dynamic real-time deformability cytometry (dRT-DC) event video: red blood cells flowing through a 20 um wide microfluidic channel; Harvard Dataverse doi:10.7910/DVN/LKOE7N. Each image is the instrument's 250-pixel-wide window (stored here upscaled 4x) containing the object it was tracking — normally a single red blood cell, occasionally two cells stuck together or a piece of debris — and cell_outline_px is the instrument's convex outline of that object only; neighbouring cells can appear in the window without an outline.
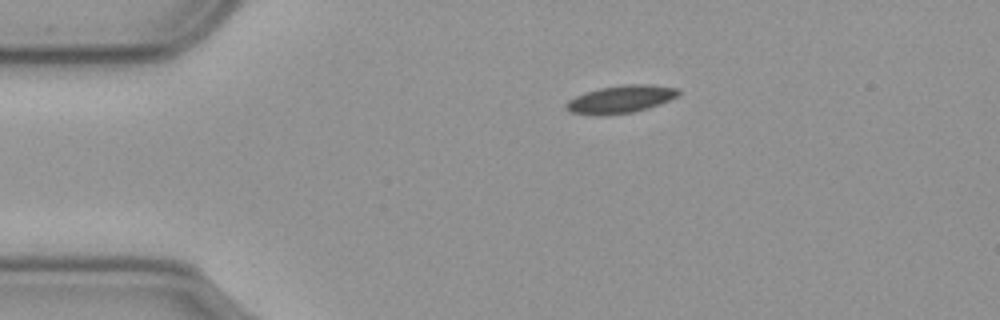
{"species": "common noctule bat (a hibernating species)", "species_latin": "Nyctalus noctula", "temperature_condition": "cold", "stored_images_in_passage": 39, "camera_frame_rate_fps": 3000, "um_per_image_px": 0.085, "animal": {"sex": "male", "body_mass_g": 23.1, "forearm_length_mm": 52.7}, "frame": {"image": 1, "passage_image": 1, "time_ms": 0.0, "image_size_px": [1000, 320], "cell_outline_px": [[680, 92], [676, 96], [668, 100], [632, 112], [572, 112], [564, 108], [564, 104], [568, 100], [584, 92], [600, 88], [624, 84], [652, 84], [680, 88]], "centroid_in_image_um": [52.79, 8.36], "position_along_channel_um": 32.2, "area_um2": 17.11}}
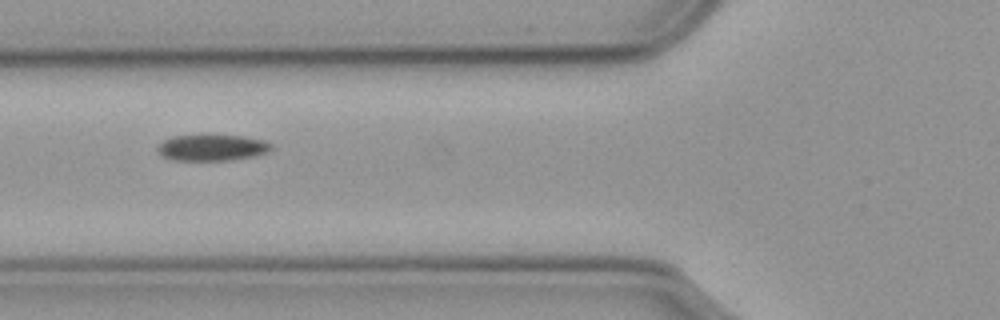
{"frame": {"image": 2, "passage_image": 11, "time_ms": 3.333, "image_size_px": [1000, 320], "cell_outline_px": [[272, 148], [268, 152], [252, 156], [228, 160], [172, 160], [164, 156], [156, 148], [164, 140], [172, 136], [200, 132], [244, 136], [264, 140], [272, 144]], "centroid_in_image_um": [18.01, 12.49], "position_along_channel_um": 107.8, "area_um2": 18.03}}
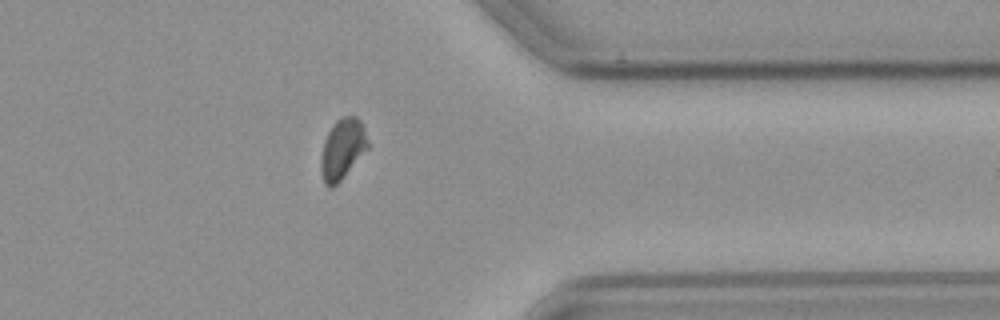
{"frame": {"image": 3, "passage_image": 35, "time_ms": 11.333, "image_size_px": [1000, 320], "cell_outline_px": [[368, 148], [340, 180], [332, 188], [328, 188], [324, 184], [320, 172], [320, 160], [324, 140], [332, 124], [340, 116], [356, 116], [360, 120], [364, 128], [368, 140]], "centroid_in_image_um": [29.08, 12.65], "position_along_channel_um": 382.3, "area_um2": 16.59}, "authors_computed_cell_mechanics": {"area_um2": 17.7446, "velocity_mm_per_s": 3.5767, "shape_relaxation_time_tau1_ms": null, "shape_relaxation_time_tau2_ms": 10.3504, "deformation_change_tau1": null, "deformation_change_tau2": 0.1131}}